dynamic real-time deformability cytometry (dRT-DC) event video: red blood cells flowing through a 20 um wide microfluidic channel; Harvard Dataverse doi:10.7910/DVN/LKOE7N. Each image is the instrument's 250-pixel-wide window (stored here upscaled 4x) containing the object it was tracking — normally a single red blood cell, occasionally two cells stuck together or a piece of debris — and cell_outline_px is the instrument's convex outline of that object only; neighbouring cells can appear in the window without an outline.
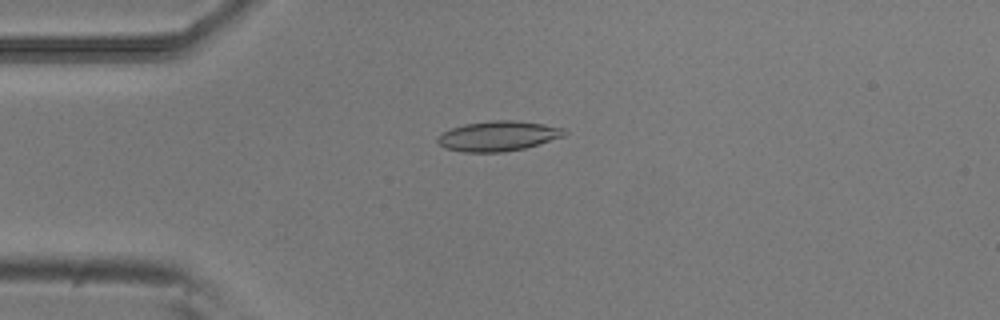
{"species": "common noctule bat (a hibernating species)", "species_latin": "Nyctalus noctula", "temperature_condition": "room temperature", "stored_images_in_passage": 47, "camera_frame_rate_fps": 3000, "um_per_image_px": 0.085, "animal": {"sex": "male", "body_mass_g": 20.5, "forearm_length_mm": 52.5}, "frame": {"image": 1, "passage_image": 13, "time_ms": 4.0, "image_size_px": [1000, 320], "cell_outline_px": [[568, 132], [564, 136], [524, 148], [504, 152], [464, 152], [444, 148], [436, 140], [436, 136], [452, 128], [464, 124], [492, 120], [516, 120], [544, 124], [564, 128]], "centroid_in_image_um": [42.33, 11.56], "position_along_channel_um": 42.7, "area_um2": 22.2}}
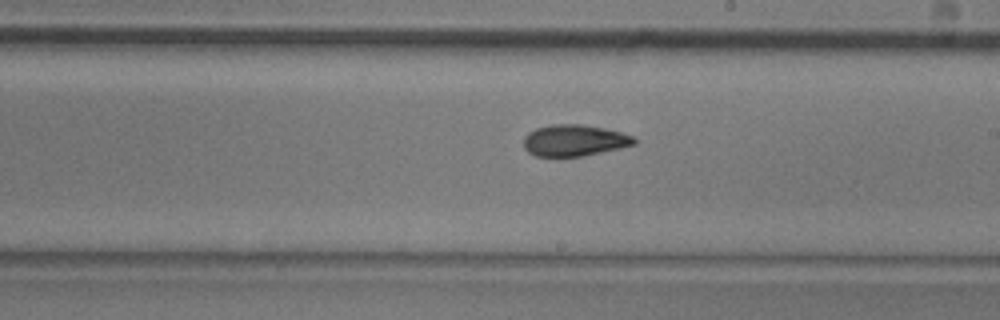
{"frame": {"image": 2, "passage_image": 30, "time_ms": 9.667, "image_size_px": [1000, 320], "cell_outline_px": [[640, 140], [636, 144], [620, 148], [580, 156], [536, 156], [528, 152], [524, 148], [524, 136], [528, 132], [536, 128], [552, 124], [580, 124], [604, 128], [636, 136]], "centroid_in_image_um": [48.85, 11.92], "position_along_channel_um": 240.2, "area_um2": 20.35}}
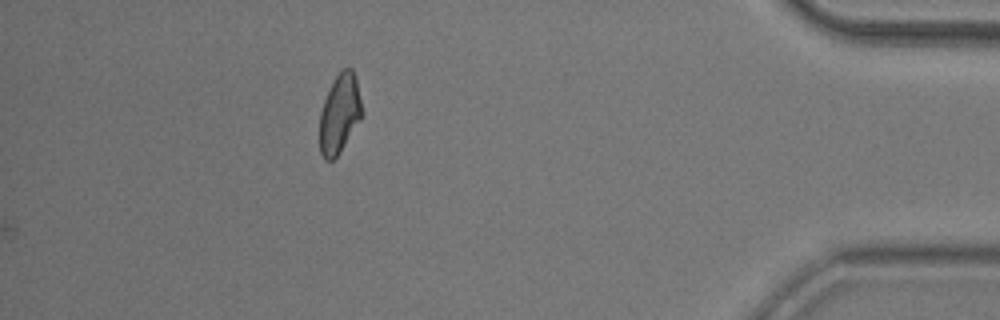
{"frame": {"image": 3, "passage_image": 47, "time_ms": 15.333, "image_size_px": [1000, 320], "cell_outline_px": [[364, 112], [360, 120], [340, 152], [332, 160], [324, 160], [320, 152], [320, 112], [324, 100], [340, 68], [352, 68], [356, 76]], "centroid_in_image_um": [28.89, 9.64], "position_along_channel_um": 406.3, "area_um2": 19.59}, "authors_computed_cell_mechanics": {"area_um2": 20.6924, "velocity_mm_per_s": 3.8378, "shape_relaxation_time_tau1_ms": 5.5952, "shape_relaxation_time_tau2_ms": 2.6855, "deformation_change_tau1": 0.1499, "deformation_change_tau2": 0.0869}}